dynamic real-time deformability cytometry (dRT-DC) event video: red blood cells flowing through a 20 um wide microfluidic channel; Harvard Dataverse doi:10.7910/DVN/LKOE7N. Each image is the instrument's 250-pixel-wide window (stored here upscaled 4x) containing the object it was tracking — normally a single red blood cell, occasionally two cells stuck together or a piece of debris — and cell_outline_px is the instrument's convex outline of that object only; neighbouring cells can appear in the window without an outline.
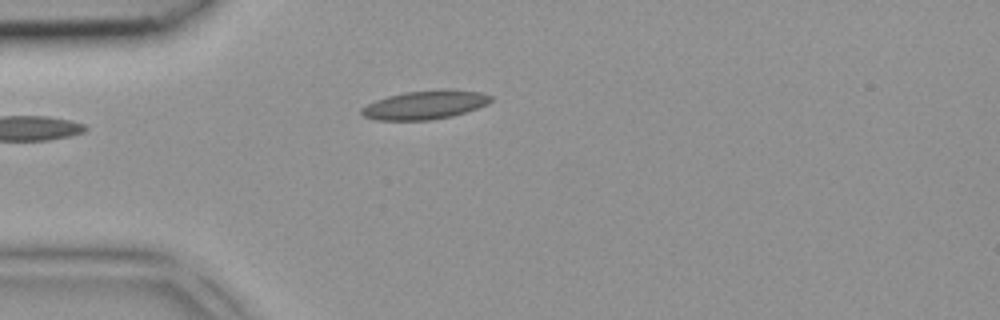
{"species": "common noctule bat (a hibernating species)", "species_latin": "Nyctalus noctula", "temperature_condition": "room temperature", "stored_images_in_passage": 3, "camera_frame_rate_fps": 3000, "um_per_image_px": 0.085, "animal": {"sex": "female", "body_mass_g": 18.4}, "frame": {"image": 1, "passage_image": 3, "time_ms": 0.667, "image_size_px": [1000, 320], "cell_outline_px": [[492, 100], [488, 104], [452, 116], [432, 120], [376, 120], [364, 116], [360, 112], [360, 108], [376, 100], [388, 96], [404, 92], [444, 88], [480, 92], [492, 96]], "centroid_in_image_um": [36.13, 8.9], "position_along_channel_um": 48.9, "area_um2": 21.73}}